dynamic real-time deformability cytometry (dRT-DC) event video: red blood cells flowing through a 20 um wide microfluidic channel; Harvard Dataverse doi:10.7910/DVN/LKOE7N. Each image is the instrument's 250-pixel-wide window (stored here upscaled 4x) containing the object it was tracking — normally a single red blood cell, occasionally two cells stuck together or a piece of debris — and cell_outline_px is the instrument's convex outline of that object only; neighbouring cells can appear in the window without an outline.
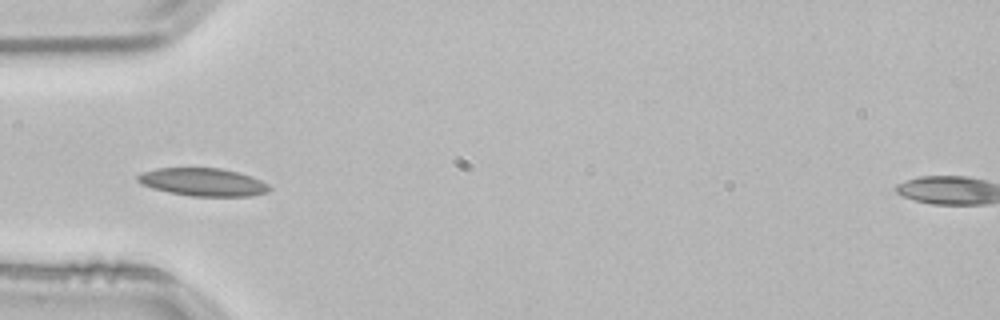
{"species": "common noctule bat (a hibernating species)", "species_latin": "Nyctalus noctula", "temperature_condition": "room temperature", "stored_images_in_passage": 15, "camera_frame_rate_fps": 3000, "um_per_image_px": 0.085, "animal": {"sex": "male", "body_mass_g": 21.5, "forearm_length_mm": 52.0}, "frame": {"image": 1, "passage_image": 3, "time_ms": 0.667, "image_size_px": [1000, 320], "cell_outline_px": [[272, 188], [268, 192], [252, 196], [192, 196], [168, 192], [152, 188], [136, 180], [136, 176], [144, 172], [156, 168], [220, 168], [236, 172], [260, 180], [268, 184]], "centroid_in_image_um": [17.26, 15.48], "position_along_channel_um": 67.7, "area_um2": 21.21}}